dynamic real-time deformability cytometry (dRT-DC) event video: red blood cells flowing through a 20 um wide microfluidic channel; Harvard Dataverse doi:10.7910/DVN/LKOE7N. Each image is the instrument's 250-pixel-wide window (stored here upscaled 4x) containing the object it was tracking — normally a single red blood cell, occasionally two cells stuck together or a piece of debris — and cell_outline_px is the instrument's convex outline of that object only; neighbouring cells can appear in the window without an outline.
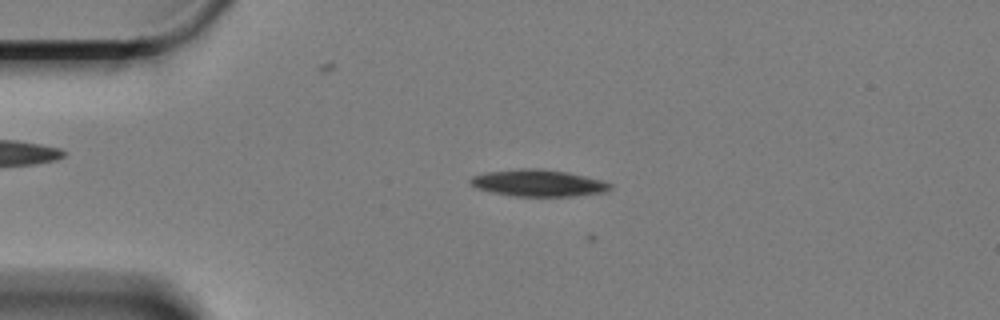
{"species": "Egyptian fruit bat (a non-hibernating species)", "species_latin": "Rousettus aegyptiacus", "temperature_condition": "cold", "stored_images_in_passage": 3, "camera_frame_rate_fps": 3000, "um_per_image_px": 0.085, "animal": {"sex": "female"}, "frame": {"image": 1, "passage_image": 2, "time_ms": 0.333, "image_size_px": [1000, 320], "cell_outline_px": [[612, 188], [604, 192], [576, 196], [512, 196], [492, 192], [476, 188], [468, 184], [468, 180], [472, 176], [484, 172], [520, 168], [540, 168], [568, 172], [600, 180], [612, 184]], "centroid_in_image_um": [45.69, 15.55], "position_along_channel_um": 39.3, "area_um2": 22.02}}